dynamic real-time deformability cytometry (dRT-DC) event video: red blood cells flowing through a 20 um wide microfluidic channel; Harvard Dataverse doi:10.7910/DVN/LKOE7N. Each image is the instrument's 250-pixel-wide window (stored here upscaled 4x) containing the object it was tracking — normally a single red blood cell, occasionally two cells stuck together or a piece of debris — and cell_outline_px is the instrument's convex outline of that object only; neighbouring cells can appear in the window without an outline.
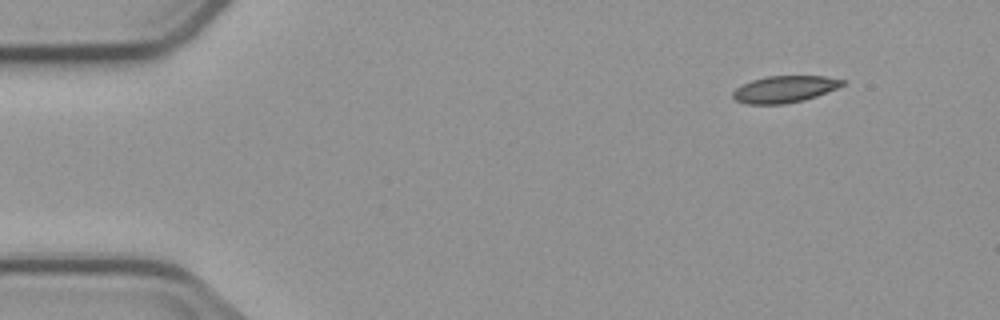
{"species": "common noctule bat (a hibernating species)", "species_latin": "Nyctalus noctula", "temperature_condition": "cold", "stored_images_in_passage": 4, "camera_frame_rate_fps": 3000, "um_per_image_px": 0.085, "animal": {"sex": "male", "body_mass_g": 23.1, "forearm_length_mm": 52.7}, "frame": {"image": 1, "passage_image": 1, "time_ms": 0.0, "image_size_px": [1000, 320], "cell_outline_px": [[844, 84], [836, 88], [816, 96], [804, 100], [784, 104], [748, 104], [736, 100], [732, 96], [732, 92], [736, 88], [752, 80], [768, 76], [824, 76], [844, 80]], "centroid_in_image_um": [66.67, 7.58], "position_along_channel_um": 18.3, "area_um2": 16.88}}